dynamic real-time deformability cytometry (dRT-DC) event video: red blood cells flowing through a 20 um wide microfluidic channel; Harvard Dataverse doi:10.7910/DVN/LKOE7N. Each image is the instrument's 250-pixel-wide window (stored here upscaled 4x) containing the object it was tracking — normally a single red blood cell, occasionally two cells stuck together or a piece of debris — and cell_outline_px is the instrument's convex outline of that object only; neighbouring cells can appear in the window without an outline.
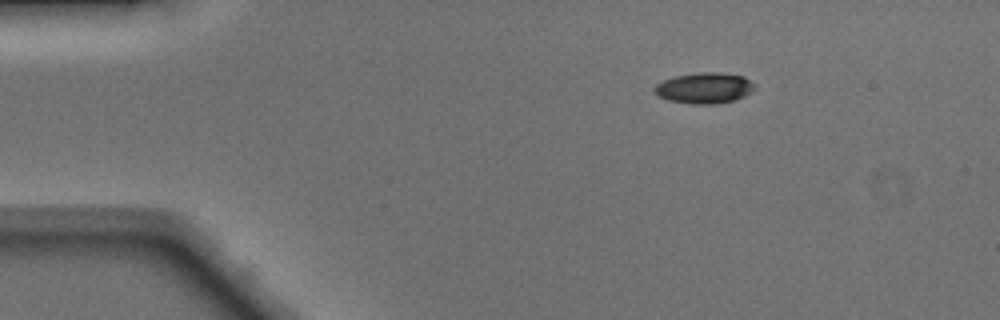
{"species": "Egyptian fruit bat (a non-hibernating species)", "species_latin": "Rousettus aegyptiacus", "temperature_condition": "warm", "stored_images_in_passage": 42, "camera_frame_rate_fps": 3000, "um_per_image_px": 0.085, "animal": {"sex": "male"}, "frame": {"image": 1, "passage_image": 1, "time_ms": 0.0, "image_size_px": [1000, 320], "cell_outline_px": [[756, 88], [752, 92], [736, 100], [716, 104], [692, 104], [668, 100], [660, 96], [652, 88], [656, 84], [672, 76], [700, 72], [716, 72], [744, 76], [756, 84]], "centroid_in_image_um": [59.91, 7.48], "position_along_channel_um": 25.1, "area_um2": 18.21}}
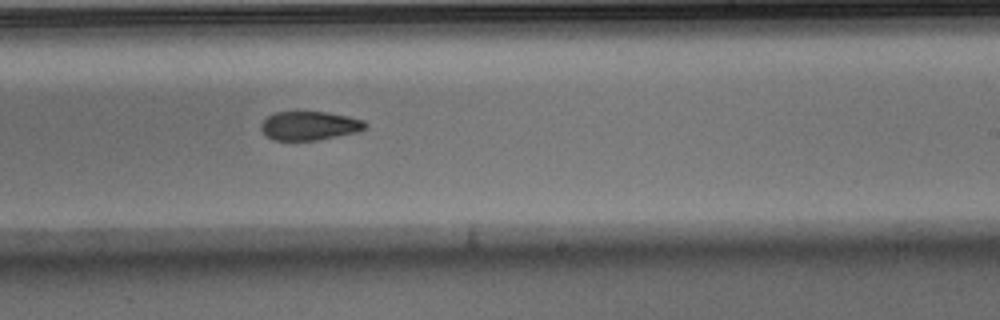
{"frame": {"image": 2, "passage_image": 23, "time_ms": 7.333, "image_size_px": [1000, 320], "cell_outline_px": [[368, 124], [364, 128], [356, 132], [316, 140], [272, 140], [260, 128], [260, 124], [268, 116], [276, 112], [296, 108], [324, 112], [348, 116], [364, 120]], "centroid_in_image_um": [26.26, 10.63], "position_along_channel_um": 262.7, "area_um2": 17.98}}
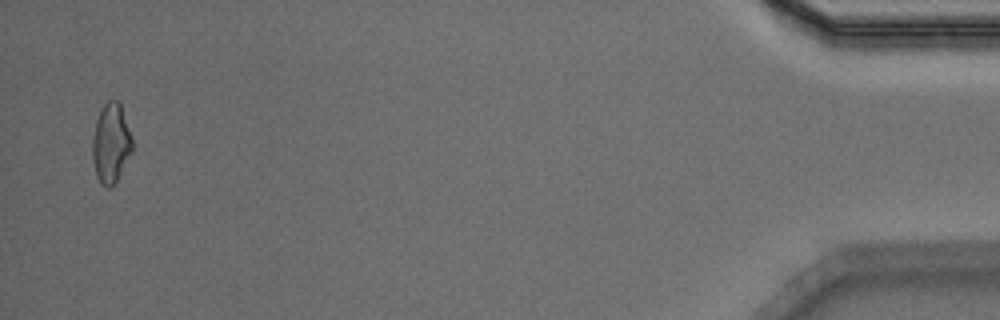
{"frame": {"image": 3, "passage_image": 41, "time_ms": 13.333, "image_size_px": [1000, 320], "cell_outline_px": [[132, 152], [116, 180], [108, 188], [100, 184], [96, 176], [92, 160], [92, 136], [96, 120], [100, 108], [108, 100], [116, 100], [120, 104], [132, 136]], "centroid_in_image_um": [9.41, 12.16], "position_along_channel_um": 425.8, "area_um2": 18.5}, "authors_computed_cell_mechanics": {"area_um2": 18.4093, "velocity_mm_per_s": 4.1623, "shape_relaxation_time_tau1_ms": 8.5089, "shape_relaxation_time_tau2_ms": 5.239, "deformation_change_tau1": 0.1894, "deformation_change_tau2": 0.123}}